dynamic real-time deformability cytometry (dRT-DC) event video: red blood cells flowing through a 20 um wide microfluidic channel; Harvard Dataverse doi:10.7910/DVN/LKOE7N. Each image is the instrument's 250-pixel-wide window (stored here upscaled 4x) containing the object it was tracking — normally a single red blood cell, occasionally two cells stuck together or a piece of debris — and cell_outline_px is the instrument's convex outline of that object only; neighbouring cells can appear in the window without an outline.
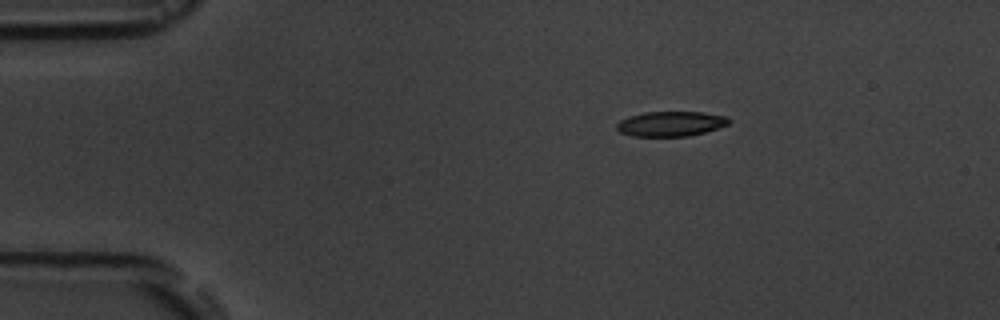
{"species": "common noctule bat (a hibernating species)", "species_latin": "Nyctalus noctula", "temperature_condition": "room temperature", "stored_images_in_passage": 3, "camera_frame_rate_fps": 3000, "um_per_image_px": 0.085, "animal": {"sex": "male", "body_mass_g": 19.5, "forearm_length_mm": 54.6}, "frame": {"image": 1, "passage_image": 1, "time_ms": 0.0, "image_size_px": [1000, 320], "cell_outline_px": [[732, 120], [728, 124], [704, 132], [688, 136], [632, 136], [620, 132], [616, 128], [616, 124], [620, 120], [628, 116], [644, 112], [700, 112], [728, 116]], "centroid_in_image_um": [57.0, 10.51], "position_along_channel_um": 28.0, "area_um2": 16.3}}